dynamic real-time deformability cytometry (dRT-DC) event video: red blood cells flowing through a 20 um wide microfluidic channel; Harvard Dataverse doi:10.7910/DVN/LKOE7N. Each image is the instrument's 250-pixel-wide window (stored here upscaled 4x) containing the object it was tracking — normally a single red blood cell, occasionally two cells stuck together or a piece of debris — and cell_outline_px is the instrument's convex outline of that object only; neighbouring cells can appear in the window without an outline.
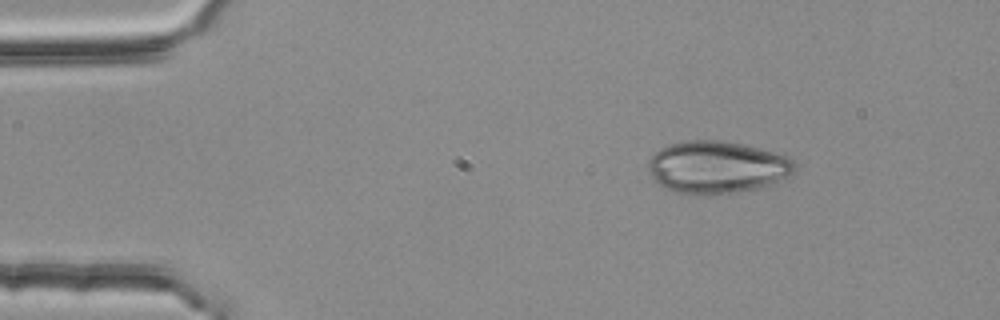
{"species": "common noctule bat (a hibernating species)", "species_latin": "Nyctalus noctula", "temperature_condition": "room temperature", "stored_images_in_passage": 3, "camera_frame_rate_fps": 3000, "um_per_image_px": 0.085, "animal": {"sex": "female", "body_mass_g": 25.1}, "frame": {"image": 1, "passage_image": 1, "time_ms": 0.0, "image_size_px": [1000, 320], "cell_outline_px": [[796, 164], [792, 172], [788, 176], [768, 184], [756, 188], [740, 192], [700, 196], [692, 196], [676, 192], [664, 188], [652, 176], [648, 168], [648, 160], [660, 148], [672, 144], [688, 140], [720, 140], [760, 148], [788, 156]], "centroid_in_image_um": [60.91, 14.23], "position_along_channel_um": 24.1, "area_um2": 44.62}}